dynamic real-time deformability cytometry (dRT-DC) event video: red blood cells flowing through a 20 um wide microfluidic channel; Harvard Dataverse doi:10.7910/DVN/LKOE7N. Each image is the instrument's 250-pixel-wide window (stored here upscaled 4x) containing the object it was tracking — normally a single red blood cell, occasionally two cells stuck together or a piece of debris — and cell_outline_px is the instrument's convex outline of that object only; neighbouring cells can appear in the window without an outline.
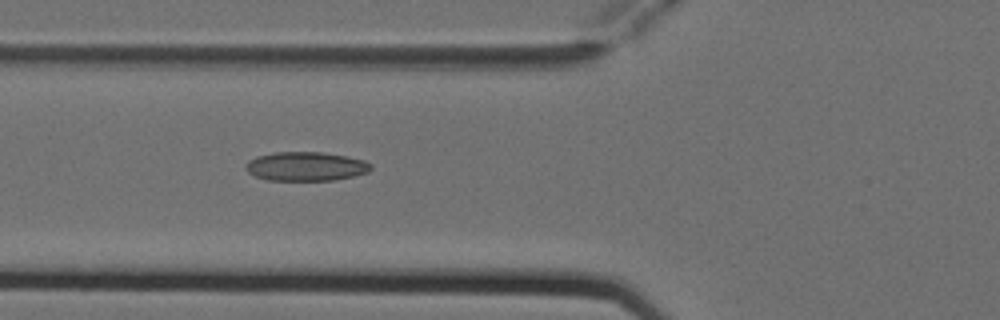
{"species": "Egyptian fruit bat (a non-hibernating species)", "species_latin": "Rousettus aegyptiacus", "temperature_condition": "cold", "stored_images_in_passage": 5, "camera_frame_rate_fps": 3000, "um_per_image_px": 0.085, "animal": {"sex": "female"}, "frame": {"image": 1, "passage_image": 5, "time_ms": 1.333, "image_size_px": [1000, 320], "cell_outline_px": [[372, 168], [368, 172], [336, 180], [268, 180], [256, 176], [248, 172], [244, 168], [244, 164], [248, 160], [256, 156], [276, 152], [324, 152], [348, 156], [364, 160], [372, 164]], "centroid_in_image_um": [25.99, 14.13], "position_along_channel_um": 99.8, "area_um2": 21.33}}